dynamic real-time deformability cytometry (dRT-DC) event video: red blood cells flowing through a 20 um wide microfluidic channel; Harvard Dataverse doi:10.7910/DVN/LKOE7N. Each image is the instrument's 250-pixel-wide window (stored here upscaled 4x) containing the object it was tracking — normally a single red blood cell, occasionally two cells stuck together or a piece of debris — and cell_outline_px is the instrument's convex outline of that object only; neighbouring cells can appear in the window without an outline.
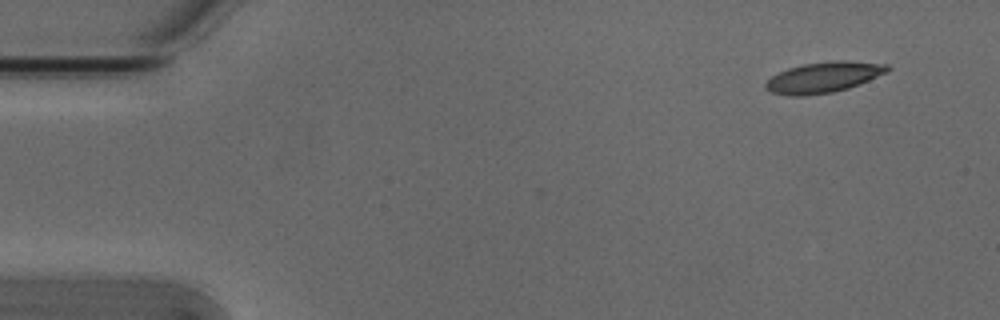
{"species": "Egyptian fruit bat (a non-hibernating species)", "species_latin": "Rousettus aegyptiacus", "temperature_condition": "cold", "stored_images_in_passage": 6, "camera_frame_rate_fps": 3000, "um_per_image_px": 0.085, "animal": {"sex": "male"}, "frame": {"image": 1, "passage_image": 1, "time_ms": 0.0, "image_size_px": [1000, 320], "cell_outline_px": [[892, 68], [888, 72], [848, 88], [832, 92], [804, 96], [788, 96], [772, 92], [764, 88], [764, 84], [772, 76], [788, 68], [804, 64], [836, 60], [844, 60], [888, 64]], "centroid_in_image_um": [70.01, 6.57], "position_along_channel_um": 15.0, "area_um2": 21.73}}
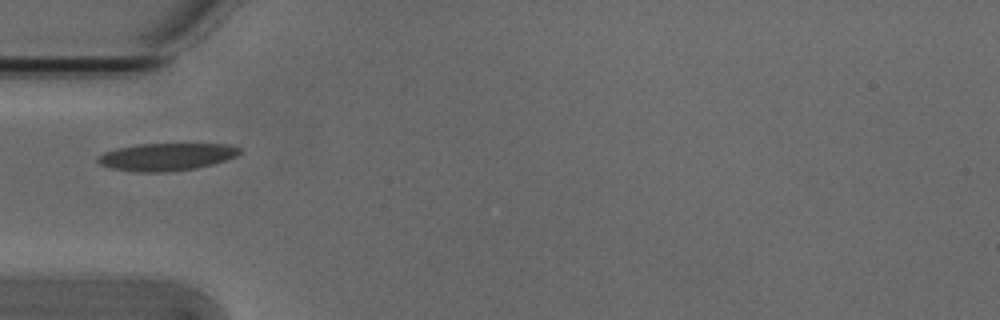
{"frame": {"image": 2, "passage_image": 4, "time_ms": 1.0, "image_size_px": [1000, 320], "cell_outline_px": [[240, 152], [236, 156], [212, 164], [196, 168], [168, 172], [136, 172], [108, 168], [100, 164], [96, 160], [96, 156], [104, 152], [116, 148], [136, 144], [232, 144], [240, 148]], "centroid_in_image_um": [14.09, 13.33], "position_along_channel_um": 70.9, "area_um2": 22.89}}
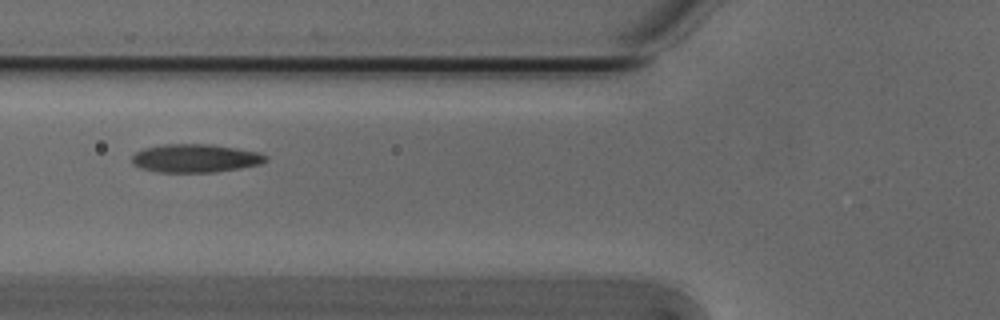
{"frame": {"image": 3, "passage_image": 5, "time_ms": 1.333, "image_size_px": [1000, 320], "cell_outline_px": [[268, 160], [260, 164], [240, 168], [216, 172], [156, 172], [140, 168], [132, 164], [132, 156], [136, 152], [144, 148], [164, 144], [212, 144], [260, 152], [268, 156]], "centroid_in_image_um": [16.61, 13.45], "position_along_channel_um": 109.2, "area_um2": 22.25}}